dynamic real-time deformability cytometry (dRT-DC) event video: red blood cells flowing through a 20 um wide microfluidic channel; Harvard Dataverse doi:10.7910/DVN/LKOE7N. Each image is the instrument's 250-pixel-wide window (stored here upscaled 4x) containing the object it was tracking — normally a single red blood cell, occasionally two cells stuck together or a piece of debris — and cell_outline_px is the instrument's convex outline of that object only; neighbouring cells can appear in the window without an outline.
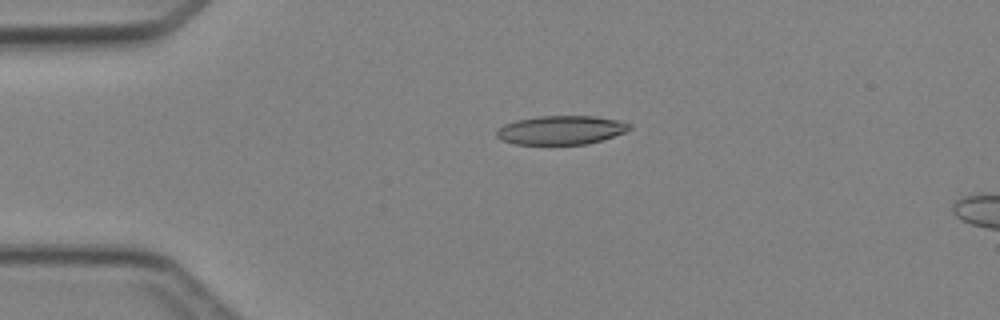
{"species": "Egyptian fruit bat (a non-hibernating species)", "species_latin": "Rousettus aegyptiacus", "temperature_condition": "cold", "stored_images_in_passage": 3, "camera_frame_rate_fps": 3000, "um_per_image_px": 0.085, "animal": {"sex": "female"}, "frame": {"image": 1, "passage_image": 1, "time_ms": 0.0, "image_size_px": [1000, 320], "cell_outline_px": [[632, 128], [628, 132], [588, 144], [516, 144], [504, 140], [496, 136], [496, 132], [504, 124], [516, 120], [540, 116], [596, 116], [620, 120], [632, 124]], "centroid_in_image_um": [47.77, 11.05], "position_along_channel_um": 37.2, "area_um2": 22.43}}
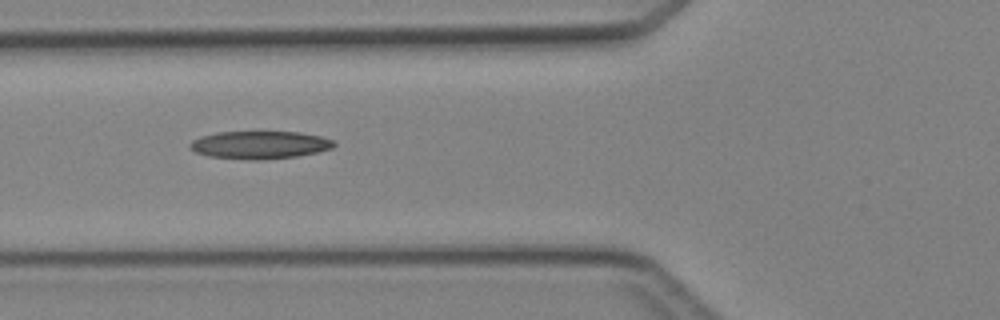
{"frame": {"image": 2, "passage_image": 3, "time_ms": 2.333, "image_size_px": [1000, 320], "cell_outline_px": [[336, 144], [332, 148], [316, 152], [296, 156], [264, 160], [248, 160], [208, 156], [196, 152], [188, 148], [188, 144], [192, 140], [200, 136], [216, 132], [300, 132], [320, 136], [332, 140]], "centroid_in_image_um": [22.02, 12.32], "position_along_channel_um": 103.8, "area_um2": 23.41}}